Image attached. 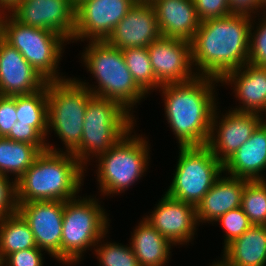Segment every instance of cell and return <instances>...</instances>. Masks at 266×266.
I'll use <instances>...</instances> for the list:
<instances>
[{
    "label": "cell",
    "instance_id": "obj_1",
    "mask_svg": "<svg viewBox=\"0 0 266 266\" xmlns=\"http://www.w3.org/2000/svg\"><path fill=\"white\" fill-rule=\"evenodd\" d=\"M253 19L244 15L202 21L191 43L192 63L198 76L221 80L248 63Z\"/></svg>",
    "mask_w": 266,
    "mask_h": 266
},
{
    "label": "cell",
    "instance_id": "obj_2",
    "mask_svg": "<svg viewBox=\"0 0 266 266\" xmlns=\"http://www.w3.org/2000/svg\"><path fill=\"white\" fill-rule=\"evenodd\" d=\"M219 79L197 76L185 83L163 84L165 116L179 147L204 146L211 133L213 113L216 109L213 91ZM164 94V95H163Z\"/></svg>",
    "mask_w": 266,
    "mask_h": 266
},
{
    "label": "cell",
    "instance_id": "obj_3",
    "mask_svg": "<svg viewBox=\"0 0 266 266\" xmlns=\"http://www.w3.org/2000/svg\"><path fill=\"white\" fill-rule=\"evenodd\" d=\"M47 144L30 168L15 182L16 203L68 201L77 197L86 168L72 154ZM85 168V169H84Z\"/></svg>",
    "mask_w": 266,
    "mask_h": 266
},
{
    "label": "cell",
    "instance_id": "obj_4",
    "mask_svg": "<svg viewBox=\"0 0 266 266\" xmlns=\"http://www.w3.org/2000/svg\"><path fill=\"white\" fill-rule=\"evenodd\" d=\"M82 53L84 66L96 79L98 86H88L94 96L118 102L130 114L133 106L147 95L134 81L128 70L121 49L110 46L106 41H89ZM98 87V88H97ZM132 107V108H131Z\"/></svg>",
    "mask_w": 266,
    "mask_h": 266
},
{
    "label": "cell",
    "instance_id": "obj_5",
    "mask_svg": "<svg viewBox=\"0 0 266 266\" xmlns=\"http://www.w3.org/2000/svg\"><path fill=\"white\" fill-rule=\"evenodd\" d=\"M134 119L118 102L93 96L85 111L81 144L72 154L87 166L91 156L98 158L128 133Z\"/></svg>",
    "mask_w": 266,
    "mask_h": 266
},
{
    "label": "cell",
    "instance_id": "obj_6",
    "mask_svg": "<svg viewBox=\"0 0 266 266\" xmlns=\"http://www.w3.org/2000/svg\"><path fill=\"white\" fill-rule=\"evenodd\" d=\"M64 202L61 236V262L76 264L82 253L94 247L108 233L109 218L98 199L80 197ZM97 200V201H96Z\"/></svg>",
    "mask_w": 266,
    "mask_h": 266
},
{
    "label": "cell",
    "instance_id": "obj_7",
    "mask_svg": "<svg viewBox=\"0 0 266 266\" xmlns=\"http://www.w3.org/2000/svg\"><path fill=\"white\" fill-rule=\"evenodd\" d=\"M93 96L75 78L47 82L48 131L53 129L59 136L66 153H73L81 144L85 111Z\"/></svg>",
    "mask_w": 266,
    "mask_h": 266
},
{
    "label": "cell",
    "instance_id": "obj_8",
    "mask_svg": "<svg viewBox=\"0 0 266 266\" xmlns=\"http://www.w3.org/2000/svg\"><path fill=\"white\" fill-rule=\"evenodd\" d=\"M133 129L97 158V181L103 195L126 191L147 170L150 144L140 135L131 136Z\"/></svg>",
    "mask_w": 266,
    "mask_h": 266
},
{
    "label": "cell",
    "instance_id": "obj_9",
    "mask_svg": "<svg viewBox=\"0 0 266 266\" xmlns=\"http://www.w3.org/2000/svg\"><path fill=\"white\" fill-rule=\"evenodd\" d=\"M173 180L165 192L169 197L197 206L222 172L223 163L207 145L179 147Z\"/></svg>",
    "mask_w": 266,
    "mask_h": 266
},
{
    "label": "cell",
    "instance_id": "obj_10",
    "mask_svg": "<svg viewBox=\"0 0 266 266\" xmlns=\"http://www.w3.org/2000/svg\"><path fill=\"white\" fill-rule=\"evenodd\" d=\"M4 40L16 48L47 81H61L57 70L62 58L64 37L51 30L35 28L17 21L11 14L5 21Z\"/></svg>",
    "mask_w": 266,
    "mask_h": 266
},
{
    "label": "cell",
    "instance_id": "obj_11",
    "mask_svg": "<svg viewBox=\"0 0 266 266\" xmlns=\"http://www.w3.org/2000/svg\"><path fill=\"white\" fill-rule=\"evenodd\" d=\"M135 0H85L76 7L72 40L106 41Z\"/></svg>",
    "mask_w": 266,
    "mask_h": 266
},
{
    "label": "cell",
    "instance_id": "obj_12",
    "mask_svg": "<svg viewBox=\"0 0 266 266\" xmlns=\"http://www.w3.org/2000/svg\"><path fill=\"white\" fill-rule=\"evenodd\" d=\"M147 48L153 73L162 85L185 83L198 76L192 71L190 41L160 36Z\"/></svg>",
    "mask_w": 266,
    "mask_h": 266
},
{
    "label": "cell",
    "instance_id": "obj_13",
    "mask_svg": "<svg viewBox=\"0 0 266 266\" xmlns=\"http://www.w3.org/2000/svg\"><path fill=\"white\" fill-rule=\"evenodd\" d=\"M63 201L17 203V212L28 223L39 249L61 261Z\"/></svg>",
    "mask_w": 266,
    "mask_h": 266
},
{
    "label": "cell",
    "instance_id": "obj_14",
    "mask_svg": "<svg viewBox=\"0 0 266 266\" xmlns=\"http://www.w3.org/2000/svg\"><path fill=\"white\" fill-rule=\"evenodd\" d=\"M75 11L70 0H21L10 14L24 25L51 30L72 41Z\"/></svg>",
    "mask_w": 266,
    "mask_h": 266
},
{
    "label": "cell",
    "instance_id": "obj_15",
    "mask_svg": "<svg viewBox=\"0 0 266 266\" xmlns=\"http://www.w3.org/2000/svg\"><path fill=\"white\" fill-rule=\"evenodd\" d=\"M216 107L211 124V133L207 146L216 158L224 163L252 135L253 131L265 119L257 113L229 110L222 119Z\"/></svg>",
    "mask_w": 266,
    "mask_h": 266
},
{
    "label": "cell",
    "instance_id": "obj_16",
    "mask_svg": "<svg viewBox=\"0 0 266 266\" xmlns=\"http://www.w3.org/2000/svg\"><path fill=\"white\" fill-rule=\"evenodd\" d=\"M151 213L144 219L172 245L187 244L195 238V229L200 224L195 206L171 198L165 193Z\"/></svg>",
    "mask_w": 266,
    "mask_h": 266
},
{
    "label": "cell",
    "instance_id": "obj_17",
    "mask_svg": "<svg viewBox=\"0 0 266 266\" xmlns=\"http://www.w3.org/2000/svg\"><path fill=\"white\" fill-rule=\"evenodd\" d=\"M161 36L151 3L136 2L106 42L117 49L148 47Z\"/></svg>",
    "mask_w": 266,
    "mask_h": 266
},
{
    "label": "cell",
    "instance_id": "obj_18",
    "mask_svg": "<svg viewBox=\"0 0 266 266\" xmlns=\"http://www.w3.org/2000/svg\"><path fill=\"white\" fill-rule=\"evenodd\" d=\"M47 82L16 48L0 41V95L32 94L43 89Z\"/></svg>",
    "mask_w": 266,
    "mask_h": 266
},
{
    "label": "cell",
    "instance_id": "obj_19",
    "mask_svg": "<svg viewBox=\"0 0 266 266\" xmlns=\"http://www.w3.org/2000/svg\"><path fill=\"white\" fill-rule=\"evenodd\" d=\"M233 85L236 98L243 106L234 111L266 114V67L247 63L241 68L228 72L220 83Z\"/></svg>",
    "mask_w": 266,
    "mask_h": 266
},
{
    "label": "cell",
    "instance_id": "obj_20",
    "mask_svg": "<svg viewBox=\"0 0 266 266\" xmlns=\"http://www.w3.org/2000/svg\"><path fill=\"white\" fill-rule=\"evenodd\" d=\"M161 36L191 41L200 26L193 0H153Z\"/></svg>",
    "mask_w": 266,
    "mask_h": 266
},
{
    "label": "cell",
    "instance_id": "obj_21",
    "mask_svg": "<svg viewBox=\"0 0 266 266\" xmlns=\"http://www.w3.org/2000/svg\"><path fill=\"white\" fill-rule=\"evenodd\" d=\"M223 167L224 172L227 171L230 176L249 181L266 180L260 173L266 169V120H263L251 137L223 163Z\"/></svg>",
    "mask_w": 266,
    "mask_h": 266
},
{
    "label": "cell",
    "instance_id": "obj_22",
    "mask_svg": "<svg viewBox=\"0 0 266 266\" xmlns=\"http://www.w3.org/2000/svg\"><path fill=\"white\" fill-rule=\"evenodd\" d=\"M248 181L234 176H220L196 206L198 223L215 222L228 211L241 207L242 194Z\"/></svg>",
    "mask_w": 266,
    "mask_h": 266
},
{
    "label": "cell",
    "instance_id": "obj_23",
    "mask_svg": "<svg viewBox=\"0 0 266 266\" xmlns=\"http://www.w3.org/2000/svg\"><path fill=\"white\" fill-rule=\"evenodd\" d=\"M222 253L224 266H266V226L252 225Z\"/></svg>",
    "mask_w": 266,
    "mask_h": 266
},
{
    "label": "cell",
    "instance_id": "obj_24",
    "mask_svg": "<svg viewBox=\"0 0 266 266\" xmlns=\"http://www.w3.org/2000/svg\"><path fill=\"white\" fill-rule=\"evenodd\" d=\"M133 233L130 246L140 266H164L168 263L173 245L148 221L143 218Z\"/></svg>",
    "mask_w": 266,
    "mask_h": 266
},
{
    "label": "cell",
    "instance_id": "obj_25",
    "mask_svg": "<svg viewBox=\"0 0 266 266\" xmlns=\"http://www.w3.org/2000/svg\"><path fill=\"white\" fill-rule=\"evenodd\" d=\"M41 151L34 145L0 137V174L14 175L16 182L33 164Z\"/></svg>",
    "mask_w": 266,
    "mask_h": 266
},
{
    "label": "cell",
    "instance_id": "obj_26",
    "mask_svg": "<svg viewBox=\"0 0 266 266\" xmlns=\"http://www.w3.org/2000/svg\"><path fill=\"white\" fill-rule=\"evenodd\" d=\"M16 124L34 127L45 139L48 136V102L46 86L32 94L16 95Z\"/></svg>",
    "mask_w": 266,
    "mask_h": 266
},
{
    "label": "cell",
    "instance_id": "obj_27",
    "mask_svg": "<svg viewBox=\"0 0 266 266\" xmlns=\"http://www.w3.org/2000/svg\"><path fill=\"white\" fill-rule=\"evenodd\" d=\"M35 247L34 235L18 212L0 219V255L3 259L14 252Z\"/></svg>",
    "mask_w": 266,
    "mask_h": 266
},
{
    "label": "cell",
    "instance_id": "obj_28",
    "mask_svg": "<svg viewBox=\"0 0 266 266\" xmlns=\"http://www.w3.org/2000/svg\"><path fill=\"white\" fill-rule=\"evenodd\" d=\"M122 54L134 81L146 94L162 86L153 73L147 47H129Z\"/></svg>",
    "mask_w": 266,
    "mask_h": 266
},
{
    "label": "cell",
    "instance_id": "obj_29",
    "mask_svg": "<svg viewBox=\"0 0 266 266\" xmlns=\"http://www.w3.org/2000/svg\"><path fill=\"white\" fill-rule=\"evenodd\" d=\"M241 208L252 225L266 226V181H248L242 194Z\"/></svg>",
    "mask_w": 266,
    "mask_h": 266
},
{
    "label": "cell",
    "instance_id": "obj_30",
    "mask_svg": "<svg viewBox=\"0 0 266 266\" xmlns=\"http://www.w3.org/2000/svg\"><path fill=\"white\" fill-rule=\"evenodd\" d=\"M101 239L95 245V247L97 246L95 254L97 259L99 258V266H140L131 246L128 247L113 242L102 244ZM100 243L101 245H98Z\"/></svg>",
    "mask_w": 266,
    "mask_h": 266
},
{
    "label": "cell",
    "instance_id": "obj_31",
    "mask_svg": "<svg viewBox=\"0 0 266 266\" xmlns=\"http://www.w3.org/2000/svg\"><path fill=\"white\" fill-rule=\"evenodd\" d=\"M215 222L221 223L222 227L225 229L224 248L229 243L242 236L252 226L241 207L228 211Z\"/></svg>",
    "mask_w": 266,
    "mask_h": 266
},
{
    "label": "cell",
    "instance_id": "obj_32",
    "mask_svg": "<svg viewBox=\"0 0 266 266\" xmlns=\"http://www.w3.org/2000/svg\"><path fill=\"white\" fill-rule=\"evenodd\" d=\"M263 14L256 30L251 25L249 39L248 63L259 67H266V12Z\"/></svg>",
    "mask_w": 266,
    "mask_h": 266
},
{
    "label": "cell",
    "instance_id": "obj_33",
    "mask_svg": "<svg viewBox=\"0 0 266 266\" xmlns=\"http://www.w3.org/2000/svg\"><path fill=\"white\" fill-rule=\"evenodd\" d=\"M200 21L231 15L228 0H193Z\"/></svg>",
    "mask_w": 266,
    "mask_h": 266
},
{
    "label": "cell",
    "instance_id": "obj_34",
    "mask_svg": "<svg viewBox=\"0 0 266 266\" xmlns=\"http://www.w3.org/2000/svg\"><path fill=\"white\" fill-rule=\"evenodd\" d=\"M7 139L34 144L41 152L48 150L45 138L32 126L24 124H14Z\"/></svg>",
    "mask_w": 266,
    "mask_h": 266
},
{
    "label": "cell",
    "instance_id": "obj_35",
    "mask_svg": "<svg viewBox=\"0 0 266 266\" xmlns=\"http://www.w3.org/2000/svg\"><path fill=\"white\" fill-rule=\"evenodd\" d=\"M0 174V219L17 212L15 182Z\"/></svg>",
    "mask_w": 266,
    "mask_h": 266
},
{
    "label": "cell",
    "instance_id": "obj_36",
    "mask_svg": "<svg viewBox=\"0 0 266 266\" xmlns=\"http://www.w3.org/2000/svg\"><path fill=\"white\" fill-rule=\"evenodd\" d=\"M17 120L16 95H0V137H6Z\"/></svg>",
    "mask_w": 266,
    "mask_h": 266
},
{
    "label": "cell",
    "instance_id": "obj_37",
    "mask_svg": "<svg viewBox=\"0 0 266 266\" xmlns=\"http://www.w3.org/2000/svg\"><path fill=\"white\" fill-rule=\"evenodd\" d=\"M43 251L36 246L14 252L3 259L4 266H43Z\"/></svg>",
    "mask_w": 266,
    "mask_h": 266
},
{
    "label": "cell",
    "instance_id": "obj_38",
    "mask_svg": "<svg viewBox=\"0 0 266 266\" xmlns=\"http://www.w3.org/2000/svg\"><path fill=\"white\" fill-rule=\"evenodd\" d=\"M228 4L231 14L244 15L251 18H253L251 13L255 14L263 9L261 0H228Z\"/></svg>",
    "mask_w": 266,
    "mask_h": 266
},
{
    "label": "cell",
    "instance_id": "obj_39",
    "mask_svg": "<svg viewBox=\"0 0 266 266\" xmlns=\"http://www.w3.org/2000/svg\"><path fill=\"white\" fill-rule=\"evenodd\" d=\"M20 2L21 0H0V7L10 14Z\"/></svg>",
    "mask_w": 266,
    "mask_h": 266
},
{
    "label": "cell",
    "instance_id": "obj_40",
    "mask_svg": "<svg viewBox=\"0 0 266 266\" xmlns=\"http://www.w3.org/2000/svg\"><path fill=\"white\" fill-rule=\"evenodd\" d=\"M5 13H7L5 9L0 7V41L4 40L5 21L7 16L9 15L8 13Z\"/></svg>",
    "mask_w": 266,
    "mask_h": 266
},
{
    "label": "cell",
    "instance_id": "obj_41",
    "mask_svg": "<svg viewBox=\"0 0 266 266\" xmlns=\"http://www.w3.org/2000/svg\"><path fill=\"white\" fill-rule=\"evenodd\" d=\"M73 6L76 8L79 4H81L85 0H70Z\"/></svg>",
    "mask_w": 266,
    "mask_h": 266
},
{
    "label": "cell",
    "instance_id": "obj_42",
    "mask_svg": "<svg viewBox=\"0 0 266 266\" xmlns=\"http://www.w3.org/2000/svg\"><path fill=\"white\" fill-rule=\"evenodd\" d=\"M136 2L151 3L153 0H135Z\"/></svg>",
    "mask_w": 266,
    "mask_h": 266
},
{
    "label": "cell",
    "instance_id": "obj_43",
    "mask_svg": "<svg viewBox=\"0 0 266 266\" xmlns=\"http://www.w3.org/2000/svg\"><path fill=\"white\" fill-rule=\"evenodd\" d=\"M211 266H224L219 260L217 261V263L215 262L213 265Z\"/></svg>",
    "mask_w": 266,
    "mask_h": 266
},
{
    "label": "cell",
    "instance_id": "obj_44",
    "mask_svg": "<svg viewBox=\"0 0 266 266\" xmlns=\"http://www.w3.org/2000/svg\"><path fill=\"white\" fill-rule=\"evenodd\" d=\"M262 2V5H263V9L265 8L266 9V0H261Z\"/></svg>",
    "mask_w": 266,
    "mask_h": 266
},
{
    "label": "cell",
    "instance_id": "obj_45",
    "mask_svg": "<svg viewBox=\"0 0 266 266\" xmlns=\"http://www.w3.org/2000/svg\"><path fill=\"white\" fill-rule=\"evenodd\" d=\"M0 266H4V263H3V258L2 256L0 255Z\"/></svg>",
    "mask_w": 266,
    "mask_h": 266
}]
</instances>
